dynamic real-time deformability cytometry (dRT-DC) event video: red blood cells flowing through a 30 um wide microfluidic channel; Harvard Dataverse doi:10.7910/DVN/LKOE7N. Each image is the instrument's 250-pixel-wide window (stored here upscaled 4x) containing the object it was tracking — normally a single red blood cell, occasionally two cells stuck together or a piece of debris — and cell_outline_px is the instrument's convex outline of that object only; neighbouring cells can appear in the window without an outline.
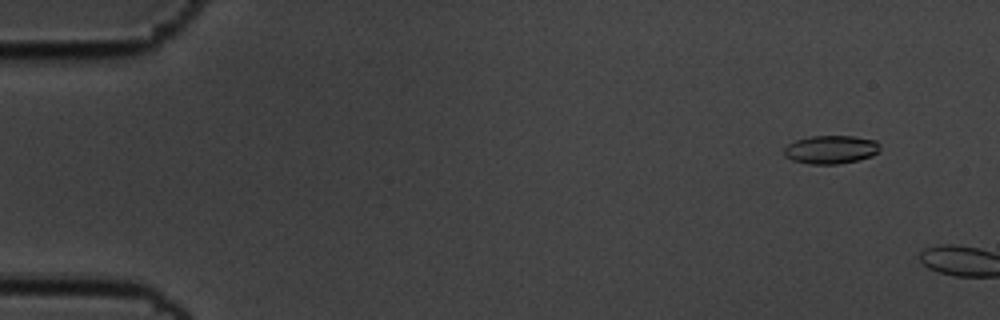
{"species": "common noctule bat (a hibernating species)", "species_latin": "Nyctalus noctula", "temperature_condition": "cold", "stored_images_in_passage": 7, "camera_frame_rate_fps": 3000, "um_per_image_px": 0.085, "animal": {"sex": "male", "body_mass_g": 19.5, "forearm_length_mm": 54.6}, "frame": {"image": 1, "passage_image": 5, "time_ms": 1.333, "image_size_px": [1000, 320], "cell_outline_px": [[880, 152], [872, 156], [840, 164], [808, 164], [792, 160], [784, 156], [784, 148], [788, 144], [796, 140], [812, 136], [852, 136], [876, 140], [880, 144]], "centroid_in_image_um": [70.64, 12.71], "position_along_channel_um": 14.4, "area_um2": 15.95}}